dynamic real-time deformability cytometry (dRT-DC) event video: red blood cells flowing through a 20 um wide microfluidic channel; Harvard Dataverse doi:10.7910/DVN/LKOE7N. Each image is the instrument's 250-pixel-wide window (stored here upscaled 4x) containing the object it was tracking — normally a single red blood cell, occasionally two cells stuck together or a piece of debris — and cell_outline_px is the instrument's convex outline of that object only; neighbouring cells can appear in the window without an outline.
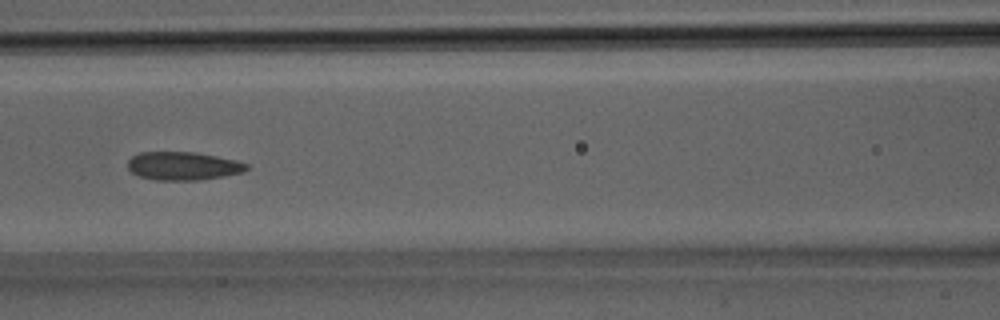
{"species": "Egyptian fruit bat (a non-hibernating species)", "species_latin": "Rousettus aegyptiacus", "temperature_condition": "room temperature", "stored_images_in_passage": 30, "segment_of_instrument_passage": [1, 2], "camera_frame_rate_fps": 3000, "um_per_image_px": 0.085, "animal": {"sex": "male"}, "frame": {"image": 1, "passage_image": 11, "time_ms": 3.333, "image_size_px": [1000, 320], "cell_outline_px": [[248, 168], [244, 172], [224, 176], [200, 180], [156, 180], [140, 176], [132, 172], [128, 168], [128, 160], [132, 156], [140, 152], [196, 152], [236, 160], [248, 164]], "centroid_in_image_um": [15.57, 14.1], "position_along_channel_um": 151.0, "area_um2": 19.59}}
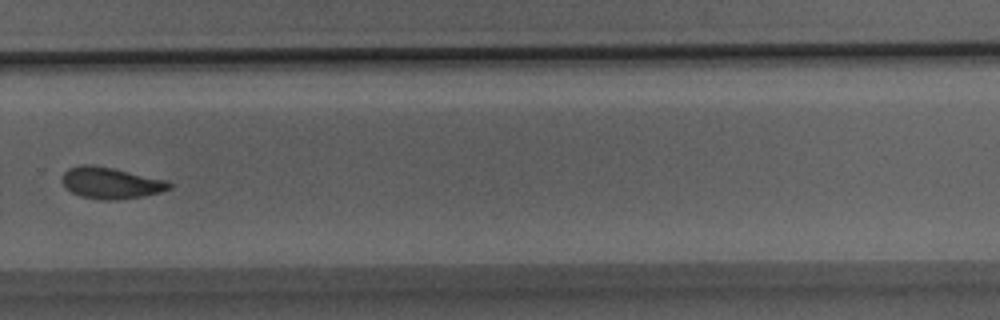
{"frame": {"image": 2, "passage_image": 19, "time_ms": 6.0, "image_size_px": [1000, 320], "cell_outline_px": [[172, 188], [160, 192], [140, 196], [108, 200], [100, 200], [80, 196], [72, 192], [60, 180], [60, 176], [68, 168], [80, 164], [92, 164], [112, 168], [168, 180], [172, 184]], "centroid_in_image_um": [9.39, 15.53], "position_along_channel_um": 320.4, "area_um2": 19.59}}
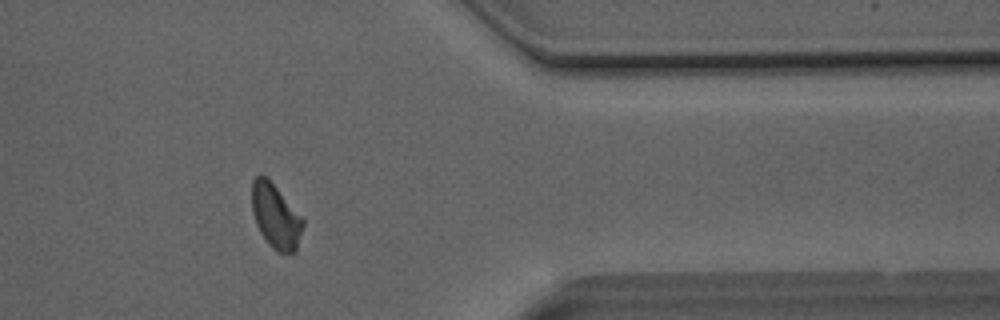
{"frame": {"image": 3, "passage_image": 23, "time_ms": 7.333, "image_size_px": [1000, 320], "cell_outline_px": [[304, 224], [296, 252], [276, 252], [268, 244], [260, 232], [256, 224], [252, 212], [252, 180], [260, 172], [276, 188], [304, 220]], "centroid_in_image_um": [23.41, 18.41], "position_along_channel_um": 388.0, "area_um2": 18.9}}